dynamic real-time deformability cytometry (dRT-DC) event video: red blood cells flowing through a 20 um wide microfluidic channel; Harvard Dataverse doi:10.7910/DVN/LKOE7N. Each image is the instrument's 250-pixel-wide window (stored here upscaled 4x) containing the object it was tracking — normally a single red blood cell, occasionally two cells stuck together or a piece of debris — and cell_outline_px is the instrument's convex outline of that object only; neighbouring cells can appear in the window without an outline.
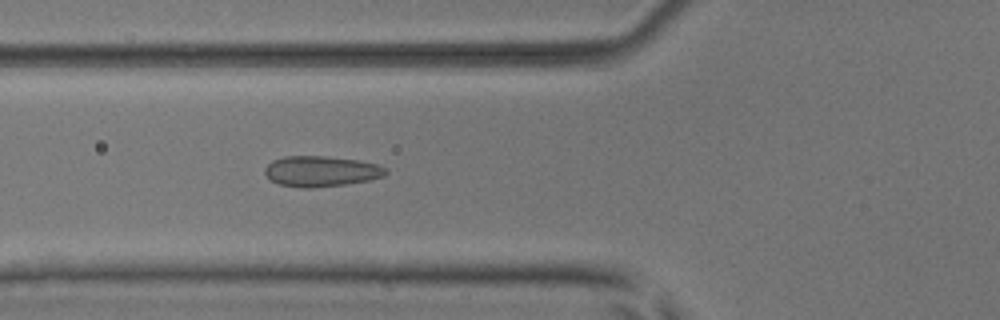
{"species": "common noctule bat (a hibernating species)", "species_latin": "Nyctalus noctula", "temperature_condition": "room temperature", "stored_images_in_passage": 53, "camera_frame_rate_fps": 3000, "um_per_image_px": 0.085, "animal": {"sex": "male", "body_mass_g": 17.9, "forearm_length_mm": 54.2}, "frame": {"image": 1, "passage_image": 20, "time_ms": 6.333, "image_size_px": [1000, 320], "cell_outline_px": [[388, 172], [384, 176], [368, 180], [344, 184], [312, 188], [304, 188], [280, 184], [272, 180], [264, 172], [264, 168], [272, 160], [284, 156], [324, 156], [356, 160], [380, 164], [388, 168]], "centroid_in_image_um": [27.32, 14.55], "position_along_channel_um": 98.5, "area_um2": 21.5}}
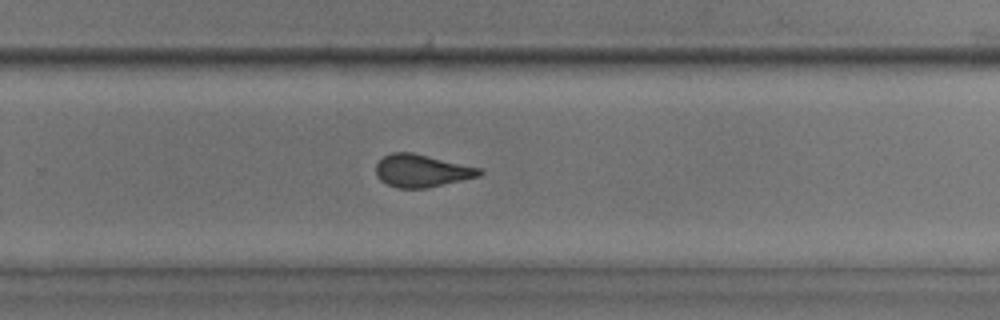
{"frame": {"image": 2, "passage_image": 35, "time_ms": 11.333, "image_size_px": [1000, 320], "cell_outline_px": [[484, 172], [480, 176], [428, 188], [396, 188], [380, 180], [376, 176], [376, 164], [384, 156], [392, 152], [412, 152], [480, 168]], "centroid_in_image_um": [35.84, 14.52], "position_along_channel_um": 294.0, "area_um2": 19.65}}
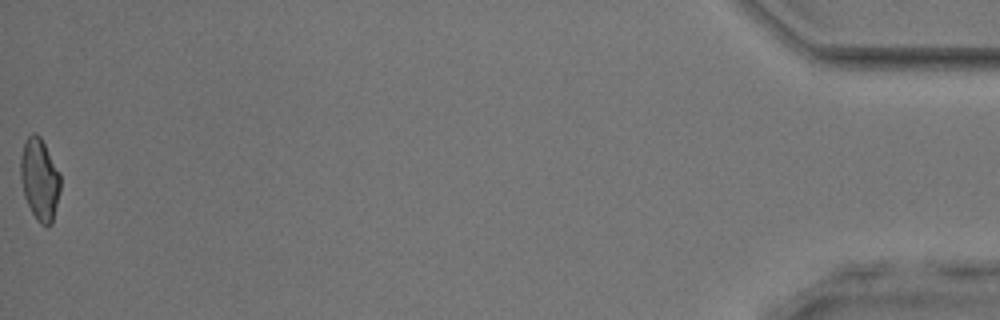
{"frame": {"image": 3, "passage_image": 53, "time_ms": 17.333, "image_size_px": [1000, 320], "cell_outline_px": [[60, 192], [52, 224], [48, 228], [40, 224], [36, 220], [24, 196], [20, 176], [20, 156], [24, 140], [32, 132], [36, 132], [40, 136], [60, 172]], "centroid_in_image_um": [3.37, 15.25], "position_along_channel_um": 431.8, "area_um2": 19.36}, "authors_computed_cell_mechanics": {"area_um2": 20.3456, "velocity_mm_per_s": 3.9189, "shape_relaxation_time_tau1_ms": 7.517, "shape_relaxation_time_tau2_ms": 1.0134, "deformation_change_tau1": 0.1483, "deformation_change_tau2": 0.0579}}